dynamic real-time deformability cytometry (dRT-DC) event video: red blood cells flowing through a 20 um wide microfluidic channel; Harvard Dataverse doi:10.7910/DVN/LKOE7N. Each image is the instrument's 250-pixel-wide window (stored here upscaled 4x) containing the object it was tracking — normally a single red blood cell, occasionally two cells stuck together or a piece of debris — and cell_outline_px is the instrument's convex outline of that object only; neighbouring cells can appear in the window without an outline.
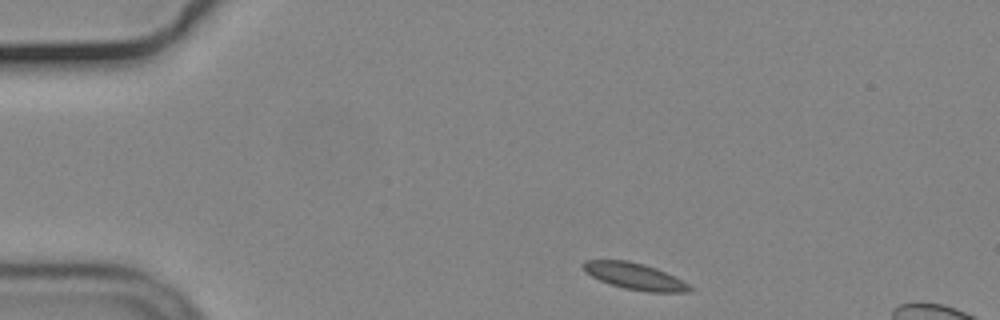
{"species": "common noctule bat (a hibernating species)", "species_latin": "Nyctalus noctula", "temperature_condition": "cold", "stored_images_in_passage": 48, "camera_frame_rate_fps": 3000, "um_per_image_px": 0.085, "animal": {"sex": "male", "body_mass_g": 19.2, "forearm_length_mm": 51.8}, "frame": {"image": 1, "passage_image": 1, "time_ms": 0.0, "image_size_px": [1000, 320], "cell_outline_px": [[692, 292], [648, 292], [624, 288], [600, 280], [584, 272], [580, 264], [584, 260], [628, 260], [644, 264], [656, 268], [688, 284], [692, 288]], "centroid_in_image_um": [53.9, 23.47], "position_along_channel_um": 31.1, "area_um2": 16.36}}
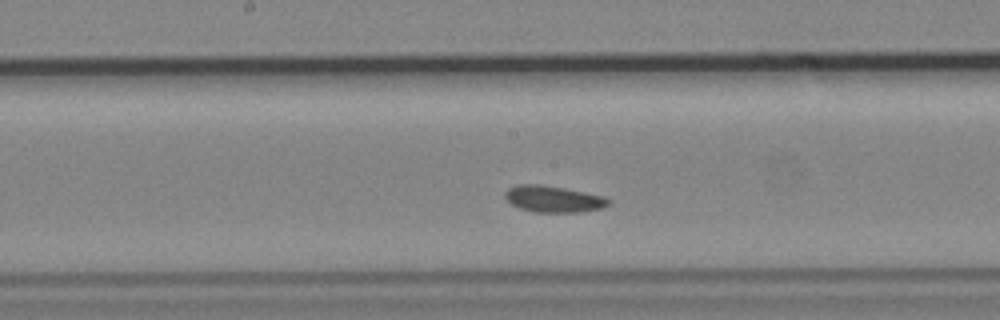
{"frame": {"image": 2, "passage_image": 20, "time_ms": 6.333, "image_size_px": [1000, 320], "cell_outline_px": [[612, 200], [608, 204], [600, 208], [580, 212], [536, 212], [520, 208], [512, 204], [504, 196], [504, 192], [508, 188], [520, 184], [540, 184], [564, 188], [604, 196]], "centroid_in_image_um": [47.03, 16.91], "position_along_channel_um": 201.2, "area_um2": 15.84}}
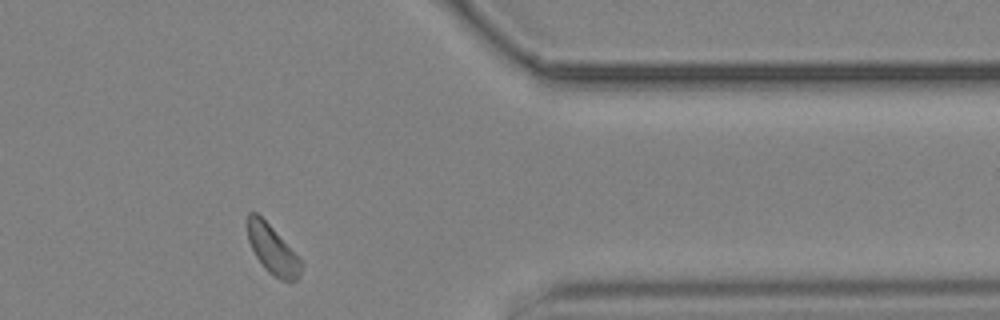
{"frame": {"image": 3, "passage_image": 37, "time_ms": 12.0, "image_size_px": [1000, 320], "cell_outline_px": [[304, 264], [300, 276], [292, 284], [280, 280], [272, 276], [264, 268], [256, 256], [248, 240], [248, 212], [256, 212], [272, 228]], "centroid_in_image_um": [23.19, 21.3], "position_along_channel_um": 388.2, "area_um2": 15.14}}